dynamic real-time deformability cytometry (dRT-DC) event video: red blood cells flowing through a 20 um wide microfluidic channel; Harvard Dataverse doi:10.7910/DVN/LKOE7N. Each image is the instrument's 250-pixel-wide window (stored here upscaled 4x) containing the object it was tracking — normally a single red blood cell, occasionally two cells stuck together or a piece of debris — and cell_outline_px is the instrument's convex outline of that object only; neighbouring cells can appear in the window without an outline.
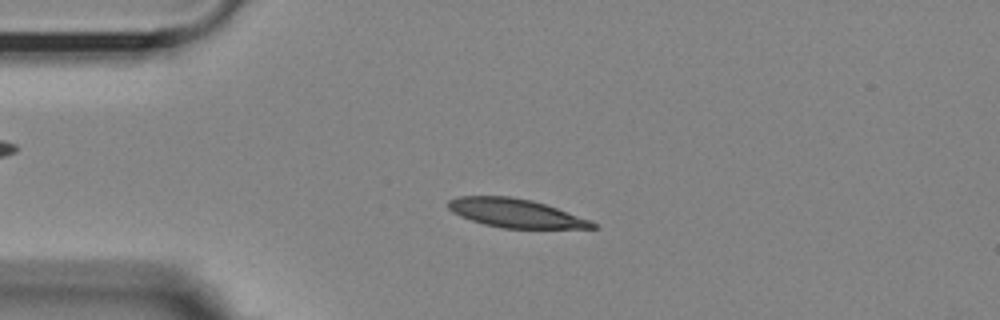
{"species": "Egyptian fruit bat (a non-hibernating species)", "species_latin": "Rousettus aegyptiacus", "temperature_condition": "room temperature", "stored_images_in_passage": 4, "camera_frame_rate_fps": 3000, "um_per_image_px": 0.085, "animal": {"sex": "female"}, "frame": {"image": 1, "passage_image": 1, "time_ms": 0.0, "image_size_px": [1000, 320], "cell_outline_px": [[600, 228], [500, 228], [484, 224], [460, 216], [452, 212], [448, 208], [448, 200], [456, 196], [508, 196], [532, 200], [556, 208], [588, 220], [596, 224]], "centroid_in_image_um": [43.76, 18.11], "position_along_channel_um": 41.2, "area_um2": 23.81}}